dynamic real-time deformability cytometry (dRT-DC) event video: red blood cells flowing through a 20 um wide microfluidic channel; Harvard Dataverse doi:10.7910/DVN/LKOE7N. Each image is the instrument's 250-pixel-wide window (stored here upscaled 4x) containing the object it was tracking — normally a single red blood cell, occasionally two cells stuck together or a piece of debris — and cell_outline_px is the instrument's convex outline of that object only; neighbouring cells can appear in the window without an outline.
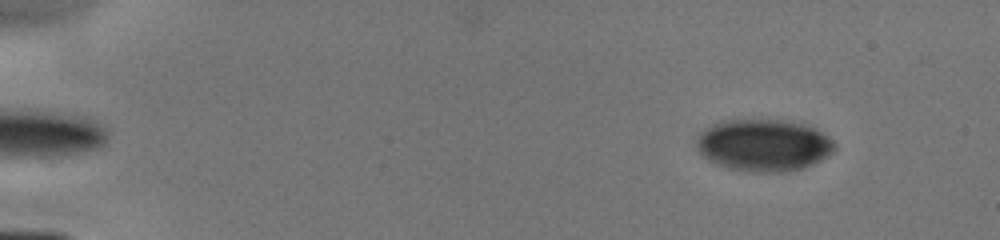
{"species": "human", "species_latin": "Homo sapiens", "temperature_condition": "cold", "stored_images_in_passage": 5, "segment_of_instrument_passage": [2, 2], "camera_frame_rate_fps": 3000, "um_per_image_px": 0.085, "donor": {"sex": "male"}, "frame": {"image": 1, "passage_image": 5, "time_ms": 3.333, "image_size_px": [1000, 240], "cell_outline_px": [[836, 148], [832, 152], [820, 160], [812, 164], [800, 168], [784, 172], [752, 172], [728, 168], [708, 160], [700, 152], [696, 144], [696, 136], [700, 132], [712, 124], [724, 120], [780, 120], [804, 124], [816, 128], [828, 136], [836, 144]], "centroid_in_image_um": [64.9, 12.33], "position_along_channel_um": 20.1, "area_um2": 41.79}}